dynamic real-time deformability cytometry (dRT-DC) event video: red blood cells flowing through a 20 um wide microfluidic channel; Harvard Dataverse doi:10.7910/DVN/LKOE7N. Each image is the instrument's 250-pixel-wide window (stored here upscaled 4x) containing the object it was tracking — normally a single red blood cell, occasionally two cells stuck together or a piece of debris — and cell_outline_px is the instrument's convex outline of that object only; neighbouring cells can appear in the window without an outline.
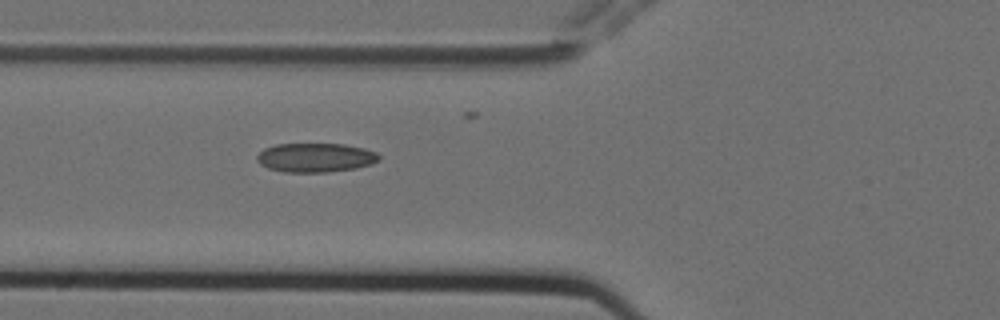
{"species": "Egyptian fruit bat (a non-hibernating species)", "species_latin": "Rousettus aegyptiacus", "temperature_condition": "cold", "stored_images_in_passage": 5, "camera_frame_rate_fps": 3000, "um_per_image_px": 0.085, "animal": {"sex": "female"}, "frame": {"image": 1, "passage_image": 5, "time_ms": 1.333, "image_size_px": [1000, 320], "cell_outline_px": [[380, 160], [372, 164], [356, 168], [328, 172], [284, 172], [268, 168], [260, 164], [256, 160], [256, 156], [264, 148], [276, 144], [344, 144], [364, 148], [376, 152], [380, 156]], "centroid_in_image_um": [26.82, 13.4], "position_along_channel_um": 99.0, "area_um2": 20.81}}